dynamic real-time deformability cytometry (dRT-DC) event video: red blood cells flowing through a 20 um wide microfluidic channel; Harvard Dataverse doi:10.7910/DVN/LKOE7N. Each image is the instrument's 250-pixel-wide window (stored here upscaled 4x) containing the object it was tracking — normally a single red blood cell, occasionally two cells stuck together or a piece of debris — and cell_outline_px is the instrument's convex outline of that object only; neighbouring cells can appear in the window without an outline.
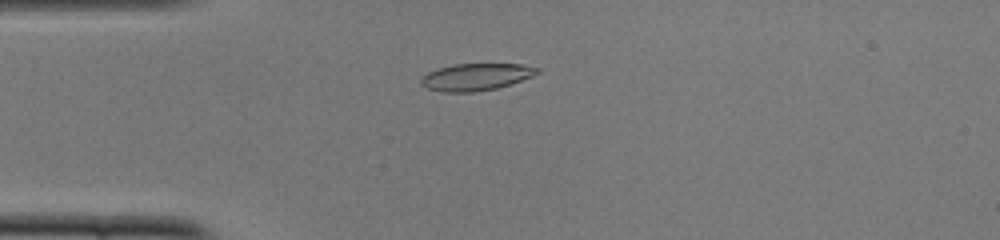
{"species": "common noctule bat (a hibernating species)", "species_latin": "Nyctalus noctula", "temperature_condition": "cold", "stored_images_in_passage": 49, "camera_frame_rate_fps": 3000, "um_per_image_px": 0.085, "animal": {"sex": "female", "body_mass_g": 22.0, "forearm_length_mm": 56.7}, "frame": {"image": 1, "passage_image": 11, "time_ms": 3.333, "image_size_px": [1000, 240], "cell_outline_px": [[540, 72], [532, 76], [496, 88], [472, 92], [440, 92], [428, 88], [420, 84], [420, 80], [428, 72], [452, 64], [520, 64], [540, 68]], "centroid_in_image_um": [40.44, 6.53], "position_along_channel_um": 44.6, "area_um2": 18.09}}
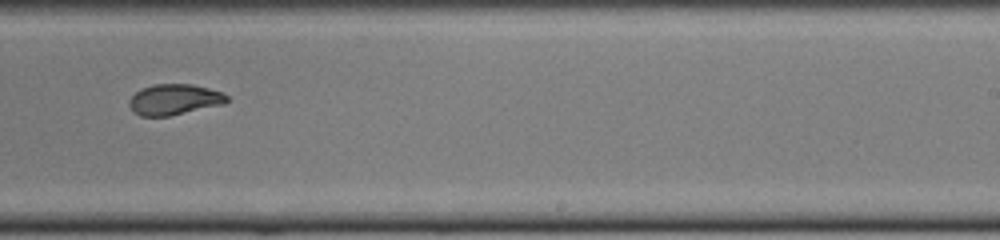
{"frame": {"image": 2, "passage_image": 30, "time_ms": 9.667, "image_size_px": [1000, 240], "cell_outline_px": [[228, 100], [224, 104], [168, 116], [140, 116], [132, 112], [128, 104], [128, 100], [140, 88], [152, 84], [192, 84], [208, 88], [220, 92], [228, 96]], "centroid_in_image_um": [14.76, 8.46], "position_along_channel_um": 274.2, "area_um2": 17.57}}
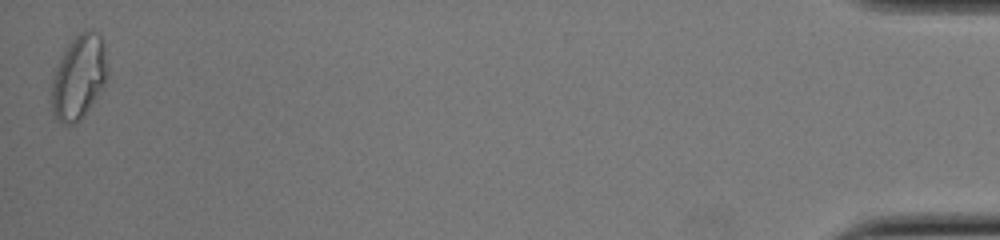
{"frame": {"image": 3, "passage_image": 49, "time_ms": 16.0, "image_size_px": [1000, 240], "cell_outline_px": [[108, 76], [104, 84], [84, 116], [76, 124], [64, 124], [52, 112], [48, 100], [52, 76], [60, 56], [68, 44], [84, 28], [92, 28], [104, 40], [108, 72]], "centroid_in_image_um": [6.67, 6.53], "position_along_channel_um": 428.5, "area_um2": 28.15}, "authors_computed_cell_mechanics": {"area_um2": 18.7272, "velocity_mm_per_s": 3.8858, "shape_relaxation_time_tau1_ms": 8.3776, "shape_relaxation_time_tau2_ms": 1.7121, "deformation_change_tau1": 0.2054, "deformation_change_tau2": 0.0558}}